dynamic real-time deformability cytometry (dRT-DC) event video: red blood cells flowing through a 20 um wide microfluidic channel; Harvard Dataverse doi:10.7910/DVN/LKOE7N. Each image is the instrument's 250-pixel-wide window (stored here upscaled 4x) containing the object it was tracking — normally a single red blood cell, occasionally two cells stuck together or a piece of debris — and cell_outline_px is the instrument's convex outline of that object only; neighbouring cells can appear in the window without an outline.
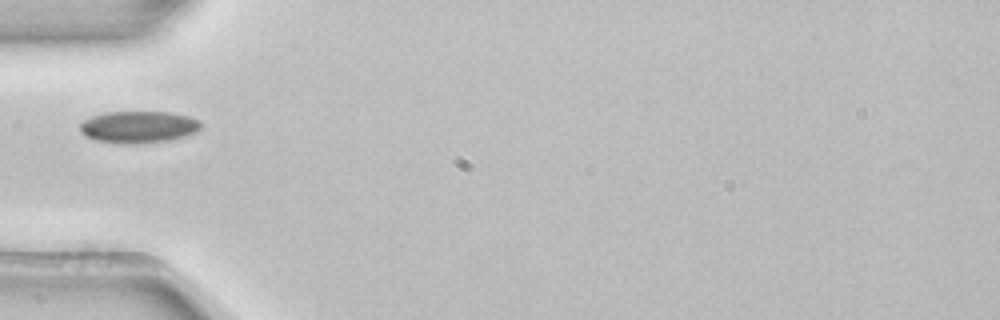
{"species": "common noctule bat (a hibernating species)", "species_latin": "Nyctalus noctula", "temperature_condition": "room temperature", "stored_images_in_passage": 4, "camera_frame_rate_fps": 3000, "um_per_image_px": 0.085, "animal": {"sex": "female", "body_mass_g": 22.7, "forearm_length_mm": 54.2}, "frame": {"image": 1, "passage_image": 4, "time_ms": 1.0, "image_size_px": [1000, 320], "cell_outline_px": [[204, 124], [196, 132], [184, 136], [168, 140], [96, 140], [80, 132], [80, 124], [84, 120], [92, 116], [104, 112], [168, 112], [188, 116], [200, 120]], "centroid_in_image_um": [11.83, 10.71], "position_along_channel_um": 73.2, "area_um2": 21.27}}